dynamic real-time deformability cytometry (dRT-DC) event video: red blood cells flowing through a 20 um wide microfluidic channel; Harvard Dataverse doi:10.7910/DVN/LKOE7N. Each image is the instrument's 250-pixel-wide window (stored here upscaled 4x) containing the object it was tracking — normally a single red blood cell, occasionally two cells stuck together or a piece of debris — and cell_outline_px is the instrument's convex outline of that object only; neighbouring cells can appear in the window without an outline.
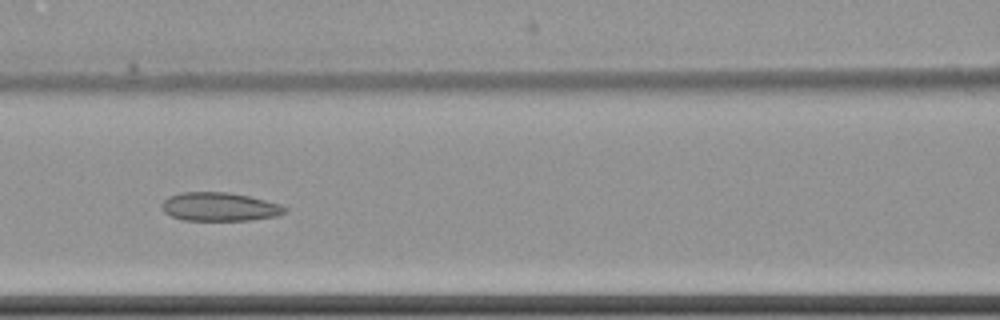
{"species": "common noctule bat (a hibernating species)", "species_latin": "Nyctalus noctula", "temperature_condition": "cold", "stored_images_in_passage": 10, "camera_frame_rate_fps": 3000, "um_per_image_px": 0.085, "animal": {"sex": "female", "body_mass_g": 22.7, "forearm_length_mm": 54.2}, "frame": {"image": 1, "passage_image": 7, "time_ms": 7.333, "image_size_px": [1000, 320], "cell_outline_px": [[288, 212], [276, 216], [252, 220], [184, 220], [172, 216], [164, 212], [160, 204], [168, 196], [180, 192], [228, 192], [248, 196], [280, 204], [288, 208]], "centroid_in_image_um": [18.66, 17.57], "position_along_channel_um": 147.9, "area_um2": 20.58}}
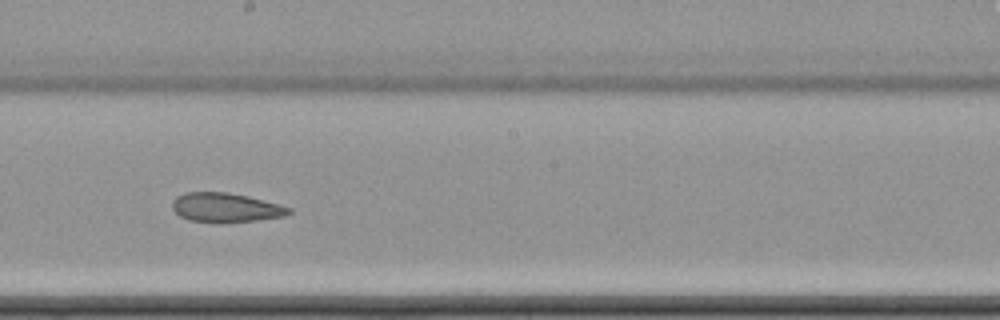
{"frame": {"image": 2, "passage_image": 9, "time_ms": 9.667, "image_size_px": [1000, 320], "cell_outline_px": [[292, 212], [284, 216], [260, 220], [188, 220], [180, 216], [172, 208], [172, 200], [176, 196], [184, 192], [228, 192], [248, 196], [280, 204], [292, 208]], "centroid_in_image_um": [19.2, 17.59], "position_along_channel_um": 229.0, "area_um2": 19.36}}
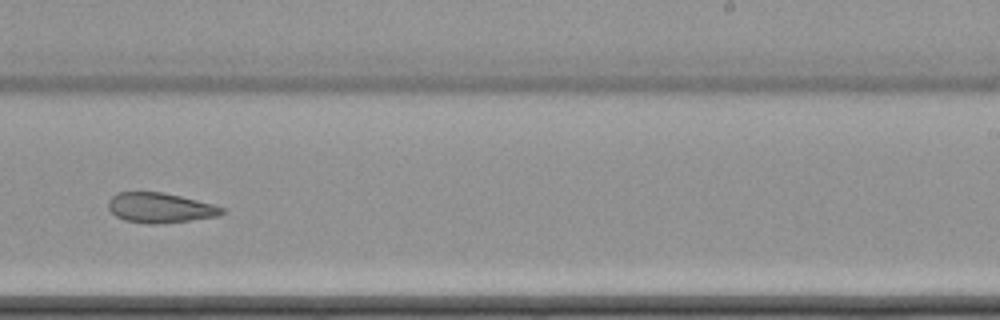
{"frame": {"image": 3, "passage_image": 10, "time_ms": 11.0, "image_size_px": [1000, 320], "cell_outline_px": [[224, 212], [216, 216], [188, 220], [156, 224], [148, 224], [124, 220], [116, 216], [108, 208], [108, 200], [116, 192], [164, 192], [212, 204], [224, 208]], "centroid_in_image_um": [13.55, 17.65], "position_along_channel_um": 275.5, "area_um2": 19.65}}